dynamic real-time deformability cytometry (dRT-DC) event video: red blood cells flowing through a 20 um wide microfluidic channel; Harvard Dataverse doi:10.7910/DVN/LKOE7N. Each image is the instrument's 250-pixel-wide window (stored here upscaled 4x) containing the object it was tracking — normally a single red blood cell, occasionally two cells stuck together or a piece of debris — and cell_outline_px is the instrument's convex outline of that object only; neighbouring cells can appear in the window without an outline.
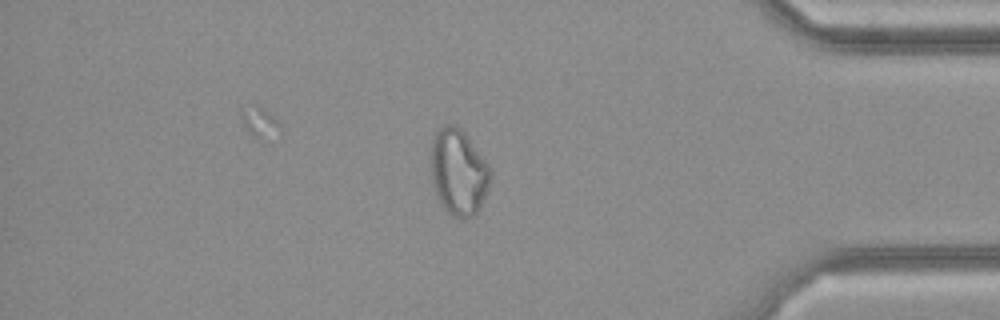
{"species": "common noctule bat (a hibernating species)", "species_latin": "Nyctalus noctula", "temperature_condition": "cold", "stored_images_in_passage": 35, "camera_frame_rate_fps": 3000, "um_per_image_px": 0.085, "animal": {"sex": "female", "body_mass_g": 21.9}, "frame": {"image": 1, "passage_image": 30, "time_ms": 9.667, "image_size_px": [1000, 320], "cell_outline_px": [[492, 172], [488, 188], [476, 212], [472, 216], [464, 220], [448, 212], [440, 204], [436, 196], [432, 184], [432, 136], [440, 128], [448, 124], [452, 124], [460, 128], [464, 132], [492, 168]], "centroid_in_image_um": [38.97, 14.63], "position_along_channel_um": 396.2, "area_um2": 29.71}}